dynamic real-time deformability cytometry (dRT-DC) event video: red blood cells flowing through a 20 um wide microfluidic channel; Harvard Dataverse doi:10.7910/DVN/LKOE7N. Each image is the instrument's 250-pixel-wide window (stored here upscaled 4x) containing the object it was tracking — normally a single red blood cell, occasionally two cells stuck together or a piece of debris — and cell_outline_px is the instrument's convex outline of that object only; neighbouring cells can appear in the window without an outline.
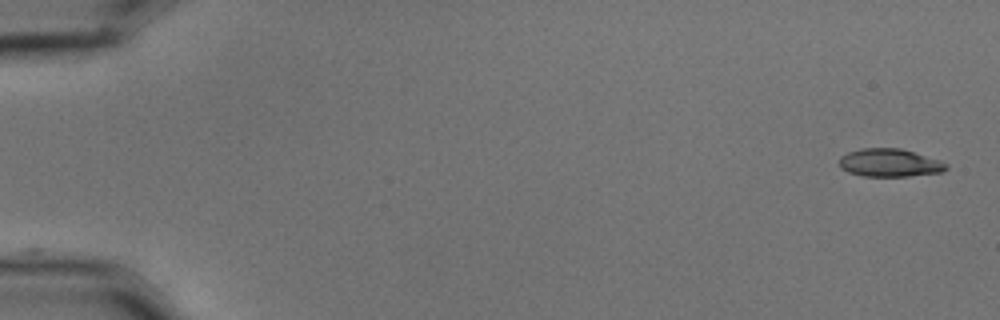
{"species": "common noctule bat (a hibernating species)", "species_latin": "Nyctalus noctula", "temperature_condition": "cold", "stored_images_in_passage": 7, "camera_frame_rate_fps": 3000, "um_per_image_px": 0.085, "animal": {"sex": "male", "body_mass_g": 15.6}, "frame": {"image": 1, "passage_image": 1, "time_ms": 0.0, "image_size_px": [1000, 320], "cell_outline_px": [[948, 168], [944, 172], [908, 176], [864, 176], [848, 172], [840, 168], [840, 156], [848, 152], [860, 148], [900, 148], [940, 160], [948, 164]], "centroid_in_image_um": [75.63, 13.84], "position_along_channel_um": 9.4, "area_um2": 17.51}}
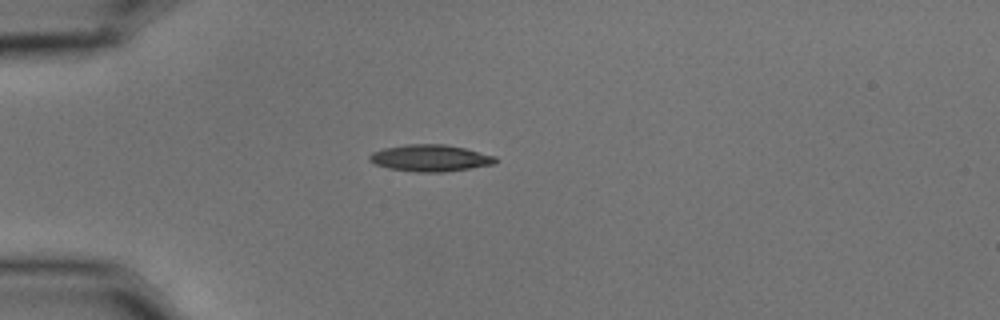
{"frame": {"image": 2, "passage_image": 5, "time_ms": 1.333, "image_size_px": [1000, 320], "cell_outline_px": [[500, 160], [496, 164], [444, 172], [416, 172], [388, 168], [376, 164], [368, 160], [368, 156], [372, 152], [384, 148], [404, 144], [444, 144], [464, 148], [496, 156]], "centroid_in_image_um": [36.59, 13.43], "position_along_channel_um": 48.4, "area_um2": 19.77}}